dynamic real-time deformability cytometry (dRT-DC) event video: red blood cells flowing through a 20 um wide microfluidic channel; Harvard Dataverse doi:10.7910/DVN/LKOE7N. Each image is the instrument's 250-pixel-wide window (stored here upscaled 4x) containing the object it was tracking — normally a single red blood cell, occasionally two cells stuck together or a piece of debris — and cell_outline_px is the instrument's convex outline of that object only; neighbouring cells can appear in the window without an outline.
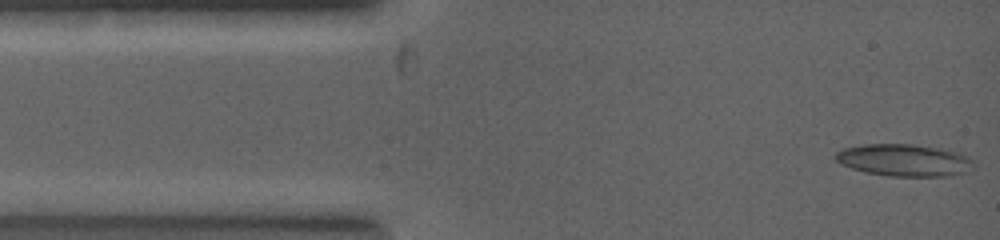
{"species": "common noctule bat (a hibernating species)", "species_latin": "Nyctalus noctula", "temperature_condition": "warm", "stored_images_in_passage": 13, "camera_frame_rate_fps": 5000, "um_per_image_px": 0.085, "animal": {"sex": "female", "body_mass_g": 19.0, "forearm_length_mm": 53.3}, "frame": {"image": 1, "passage_image": 1, "time_ms": 0.0, "image_size_px": [1000, 240], "cell_outline_px": [[972, 160], [964, 172], [948, 176], [888, 176], [864, 172], [840, 164], [832, 156], [836, 152], [844, 148], [864, 144], [912, 144], [940, 148], [960, 152]], "centroid_in_image_um": [76.76, 13.6], "position_along_channel_um": 8.2, "area_um2": 25.66}}
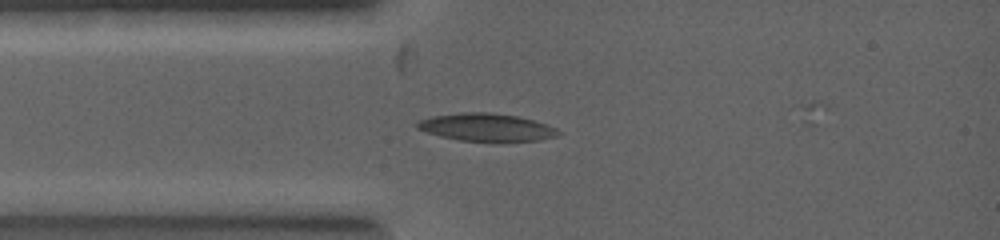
{"frame": {"image": 2, "passage_image": 10, "time_ms": 1.6, "image_size_px": [1000, 240], "cell_outline_px": [[564, 132], [556, 136], [540, 140], [504, 144], [500, 144], [460, 140], [440, 136], [416, 128], [416, 124], [420, 120], [432, 116], [460, 112], [488, 112], [520, 116], [548, 124]], "centroid_in_image_um": [41.45, 10.86], "position_along_channel_um": 43.6, "area_um2": 23.76}}